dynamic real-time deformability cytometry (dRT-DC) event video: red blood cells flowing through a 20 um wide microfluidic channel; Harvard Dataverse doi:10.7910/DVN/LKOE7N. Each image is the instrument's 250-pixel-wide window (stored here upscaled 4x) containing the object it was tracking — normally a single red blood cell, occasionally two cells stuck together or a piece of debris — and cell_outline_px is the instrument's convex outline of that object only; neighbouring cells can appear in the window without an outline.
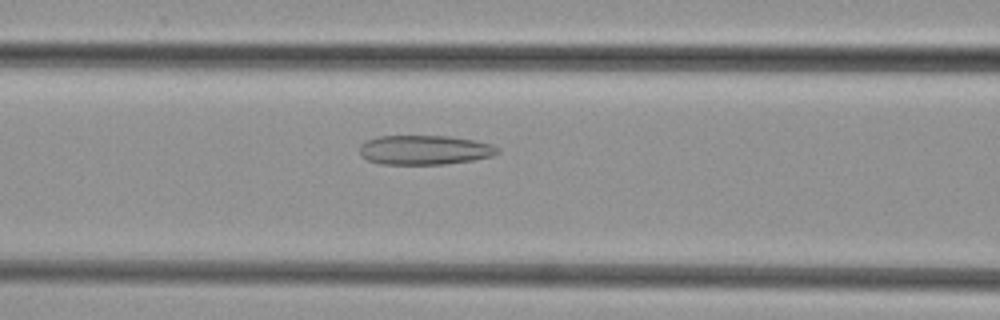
{"species": "common noctule bat (a hibernating species)", "species_latin": "Nyctalus noctula", "temperature_condition": "cold", "stored_images_in_passage": 43, "camera_frame_rate_fps": 3000, "um_per_image_px": 0.085, "animal": {"sex": "female", "body_mass_g": 29.2, "forearm_length_mm": 56.3}, "frame": {"image": 1, "passage_image": 20, "time_ms": 6.333, "image_size_px": [1000, 320], "cell_outline_px": [[500, 152], [492, 156], [472, 160], [444, 164], [380, 164], [368, 160], [360, 152], [360, 144], [368, 140], [380, 136], [448, 136], [472, 140], [492, 144], [500, 148]], "centroid_in_image_um": [36.12, 12.74], "position_along_channel_um": 130.5, "area_um2": 23.52}}
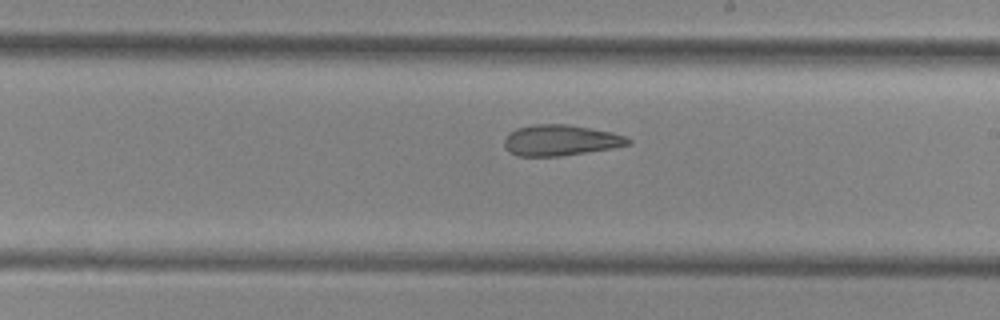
{"frame": {"image": 2, "passage_image": 28, "time_ms": 9.0, "image_size_px": [1000, 320], "cell_outline_px": [[632, 140], [628, 144], [612, 148], [560, 156], [516, 156], [508, 152], [504, 144], [504, 140], [508, 132], [516, 128], [532, 124], [568, 124], [612, 132], [624, 136]], "centroid_in_image_um": [47.58, 11.92], "position_along_channel_um": 241.4, "area_um2": 22.31}}
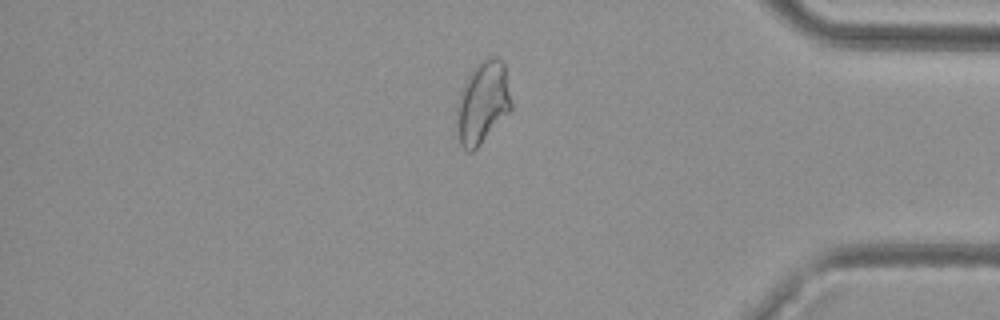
{"frame": {"image": 3, "passage_image": 41, "time_ms": 13.333, "image_size_px": [1000, 320], "cell_outline_px": [[512, 108], [480, 144], [472, 152], [468, 152], [460, 144], [456, 108], [456, 104], [460, 92], [472, 68], [480, 60], [488, 56], [496, 56], [504, 64], [512, 104]], "centroid_in_image_um": [41.02, 8.67], "position_along_channel_um": 394.2, "area_um2": 25.89}}